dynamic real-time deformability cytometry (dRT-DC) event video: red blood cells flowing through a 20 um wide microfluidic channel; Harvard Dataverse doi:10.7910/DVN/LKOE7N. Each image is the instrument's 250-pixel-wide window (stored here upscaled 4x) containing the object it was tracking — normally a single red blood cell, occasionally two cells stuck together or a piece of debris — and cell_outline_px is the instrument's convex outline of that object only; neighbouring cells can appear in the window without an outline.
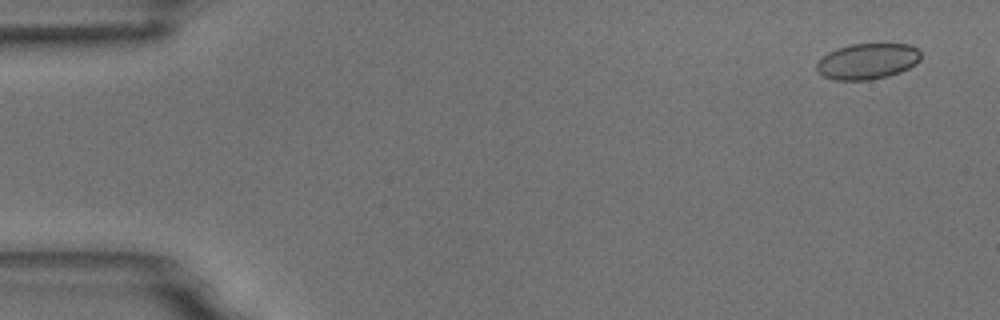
{"species": "common noctule bat (a hibernating species)", "species_latin": "Nyctalus noctula", "temperature_condition": "room temperature", "stored_images_in_passage": 4, "camera_frame_rate_fps": 3000, "um_per_image_px": 0.085, "animal": {"sex": "male", "body_mass_g": 18.8}, "frame": {"image": 1, "passage_image": 1, "time_ms": 0.0, "image_size_px": [1000, 320], "cell_outline_px": [[920, 60], [916, 64], [900, 72], [888, 76], [868, 80], [836, 80], [824, 76], [816, 72], [816, 64], [828, 52], [836, 48], [852, 44], [908, 44], [916, 48], [920, 52]], "centroid_in_image_um": [73.72, 5.21], "position_along_channel_um": 11.3, "area_um2": 21.73}}
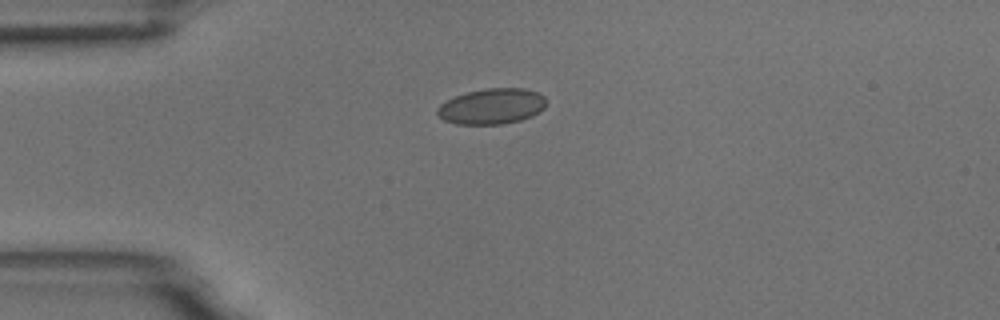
{"frame": {"image": 2, "passage_image": 4, "time_ms": 1.0, "image_size_px": [1000, 320], "cell_outline_px": [[544, 108], [532, 116], [520, 120], [500, 124], [456, 124], [444, 120], [436, 116], [436, 108], [440, 104], [456, 96], [468, 92], [488, 88], [524, 88], [536, 92], [544, 96]], "centroid_in_image_um": [41.76, 9.04], "position_along_channel_um": 43.2, "area_um2": 22.48}}